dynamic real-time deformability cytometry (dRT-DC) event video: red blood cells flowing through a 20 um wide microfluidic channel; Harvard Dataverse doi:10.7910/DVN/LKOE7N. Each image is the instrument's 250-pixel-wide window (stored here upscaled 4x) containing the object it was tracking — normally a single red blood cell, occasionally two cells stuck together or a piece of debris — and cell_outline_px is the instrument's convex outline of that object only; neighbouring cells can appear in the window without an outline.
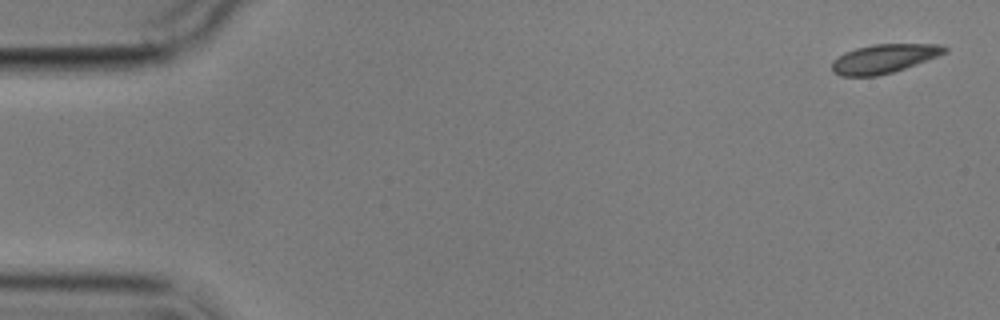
{"species": "common noctule bat (a hibernating species)", "species_latin": "Nyctalus noctula", "temperature_condition": "cold", "stored_images_in_passage": 7, "camera_frame_rate_fps": 3000, "um_per_image_px": 0.085, "animal": {"sex": "male", "body_mass_g": 17.9}, "frame": {"image": 1, "passage_image": 1, "time_ms": 0.0, "image_size_px": [1000, 320], "cell_outline_px": [[948, 52], [916, 64], [892, 72], [876, 76], [840, 76], [832, 72], [832, 60], [844, 52], [856, 48], [872, 44], [940, 44], [948, 48]], "centroid_in_image_um": [75.11, 4.98], "position_along_channel_um": 9.9, "area_um2": 19.02}}